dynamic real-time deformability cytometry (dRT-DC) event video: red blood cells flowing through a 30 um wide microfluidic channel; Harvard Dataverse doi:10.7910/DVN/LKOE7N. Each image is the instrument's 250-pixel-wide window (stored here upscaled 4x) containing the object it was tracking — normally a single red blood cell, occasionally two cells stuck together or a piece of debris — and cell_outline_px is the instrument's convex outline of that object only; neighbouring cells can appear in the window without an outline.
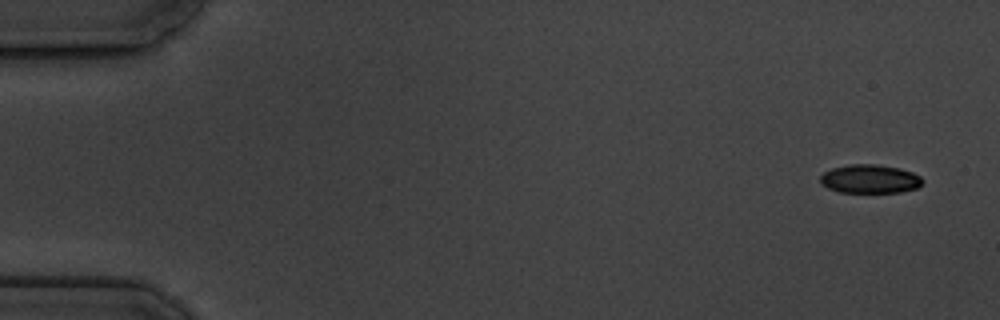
{"species": "common noctule bat (a hibernating species)", "species_latin": "Nyctalus noctula", "temperature_condition": "cold", "stored_images_in_passage": 4, "camera_frame_rate_fps": 3000, "um_per_image_px": 0.085, "animal": {"sex": "male", "body_mass_g": 19.5, "forearm_length_mm": 54.6}, "frame": {"image": 1, "passage_image": 1, "time_ms": 0.0, "image_size_px": [1000, 320], "cell_outline_px": [[924, 180], [916, 188], [900, 192], [840, 192], [828, 188], [820, 184], [820, 176], [824, 172], [832, 168], [848, 164], [876, 164], [900, 168], [912, 172], [920, 176]], "centroid_in_image_um": [73.92, 15.2], "position_along_channel_um": 11.1, "area_um2": 17.11}}
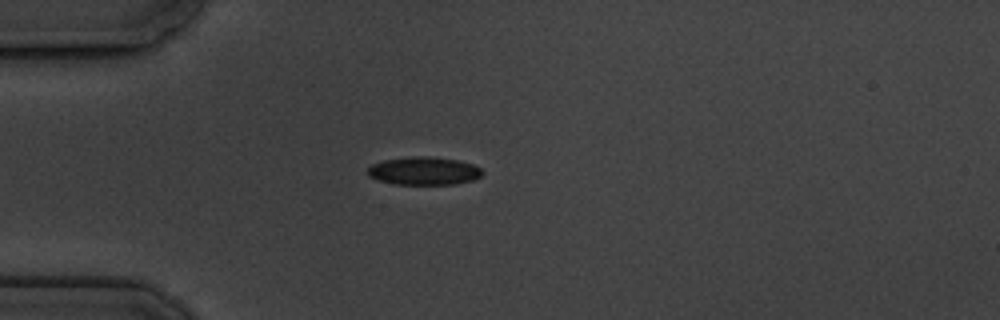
{"frame": {"image": 2, "passage_image": 4, "time_ms": 4.333, "image_size_px": [1000, 320], "cell_outline_px": [[484, 172], [480, 176], [472, 180], [456, 184], [392, 184], [368, 176], [368, 168], [372, 164], [384, 160], [420, 156], [428, 156], [456, 160], [472, 164], [480, 168]], "centroid_in_image_um": [36.03, 14.53], "position_along_channel_um": 49.0, "area_um2": 18.5}}